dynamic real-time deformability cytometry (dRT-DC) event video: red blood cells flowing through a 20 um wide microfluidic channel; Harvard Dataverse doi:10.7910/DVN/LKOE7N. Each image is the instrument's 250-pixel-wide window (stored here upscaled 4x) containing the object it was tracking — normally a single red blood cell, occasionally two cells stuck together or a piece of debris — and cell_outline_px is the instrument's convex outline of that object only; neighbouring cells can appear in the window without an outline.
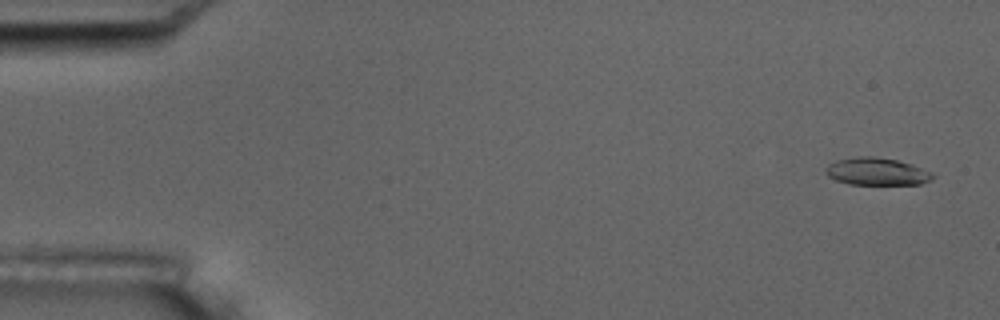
{"species": "common noctule bat (a hibernating species)", "species_latin": "Nyctalus noctula", "temperature_condition": "room temperature", "stored_images_in_passage": 5, "camera_frame_rate_fps": 3000, "um_per_image_px": 0.085, "animal": {"sex": "male", "body_mass_g": 17.5, "forearm_length_mm": 52.3}, "frame": {"image": 1, "passage_image": 1, "time_ms": 0.0, "image_size_px": [1000, 320], "cell_outline_px": [[936, 176], [932, 180], [920, 184], [848, 184], [836, 180], [828, 176], [824, 172], [828, 164], [836, 160], [856, 156], [872, 156], [896, 160], [912, 164], [932, 172]], "centroid_in_image_um": [74.53, 14.58], "position_along_channel_um": 10.5, "area_um2": 17.22}}